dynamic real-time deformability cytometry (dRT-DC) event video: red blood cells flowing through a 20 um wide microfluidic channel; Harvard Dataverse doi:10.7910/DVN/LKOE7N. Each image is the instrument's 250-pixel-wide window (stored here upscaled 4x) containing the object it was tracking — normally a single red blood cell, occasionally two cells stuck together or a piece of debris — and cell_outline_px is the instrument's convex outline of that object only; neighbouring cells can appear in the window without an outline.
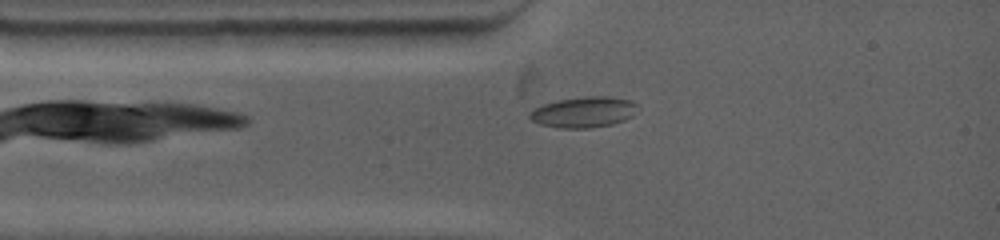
{"species": "common noctule bat (a hibernating species)", "species_latin": "Nyctalus noctula", "temperature_condition": "warm", "stored_images_in_passage": 14, "camera_frame_rate_fps": 4500, "um_per_image_px": 0.085, "animal": {"sex": "female", "body_mass_g": 19.0, "forearm_length_mm": 53.3}, "frame": {"image": 1, "passage_image": 5, "time_ms": 1.333, "image_size_px": [1000, 240], "cell_outline_px": [[640, 112], [624, 120], [612, 124], [588, 128], [560, 128], [540, 124], [532, 120], [528, 116], [528, 112], [532, 108], [556, 100], [588, 96], [608, 96], [628, 100], [636, 104], [640, 108]], "centroid_in_image_um": [49.62, 9.53], "position_along_channel_um": 35.4, "area_um2": 19.54}}
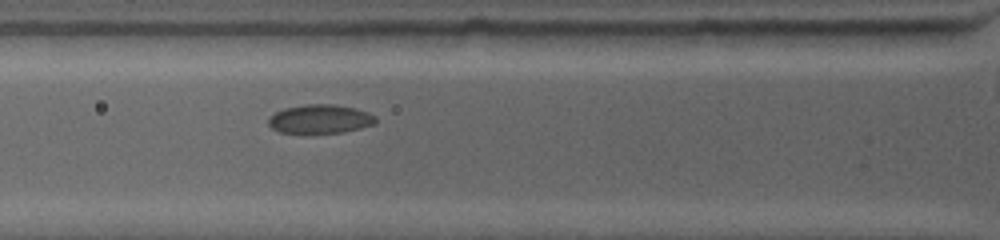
{"frame": {"image": 2, "passage_image": 11, "time_ms": 3.111, "image_size_px": [1000, 240], "cell_outline_px": [[376, 124], [344, 132], [312, 136], [280, 132], [272, 128], [268, 124], [268, 120], [276, 112], [284, 108], [304, 104], [332, 104], [352, 108], [368, 112], [376, 116]], "centroid_in_image_um": [27.19, 10.16], "position_along_channel_um": 98.6, "area_um2": 18.67}}
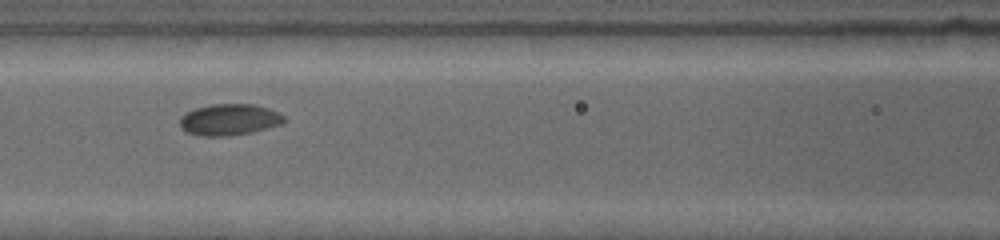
{"frame": {"image": 3, "passage_image": 13, "time_ms": 4.444, "image_size_px": [1000, 240], "cell_outline_px": [[284, 120], [280, 124], [268, 128], [252, 132], [228, 136], [200, 136], [184, 132], [180, 128], [180, 116], [196, 108], [212, 104], [252, 104], [268, 108], [284, 116]], "centroid_in_image_um": [19.44, 10.18], "position_along_channel_um": 147.2, "area_um2": 19.02}}